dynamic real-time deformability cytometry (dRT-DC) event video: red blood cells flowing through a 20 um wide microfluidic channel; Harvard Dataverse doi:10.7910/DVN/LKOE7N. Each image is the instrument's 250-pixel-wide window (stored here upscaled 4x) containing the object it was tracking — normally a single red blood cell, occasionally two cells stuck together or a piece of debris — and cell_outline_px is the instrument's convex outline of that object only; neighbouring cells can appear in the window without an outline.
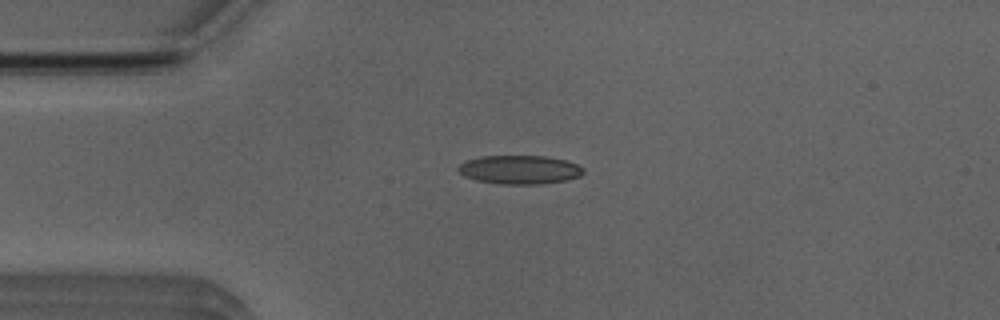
{"species": "Egyptian fruit bat (a non-hibernating species)", "species_latin": "Rousettus aegyptiacus", "temperature_condition": "room temperature", "stored_images_in_passage": 40, "camera_frame_rate_fps": 3000, "um_per_image_px": 0.085, "animal": {"sex": "male"}, "frame": {"image": 1, "passage_image": 1, "time_ms": 0.0, "image_size_px": [1000, 320], "cell_outline_px": [[584, 172], [580, 176], [564, 180], [540, 184], [500, 184], [476, 180], [464, 176], [456, 168], [460, 164], [468, 160], [484, 156], [544, 156], [564, 160], [576, 164], [584, 168]], "centroid_in_image_um": [44.16, 14.42], "position_along_channel_um": 40.8, "area_um2": 20.75}}
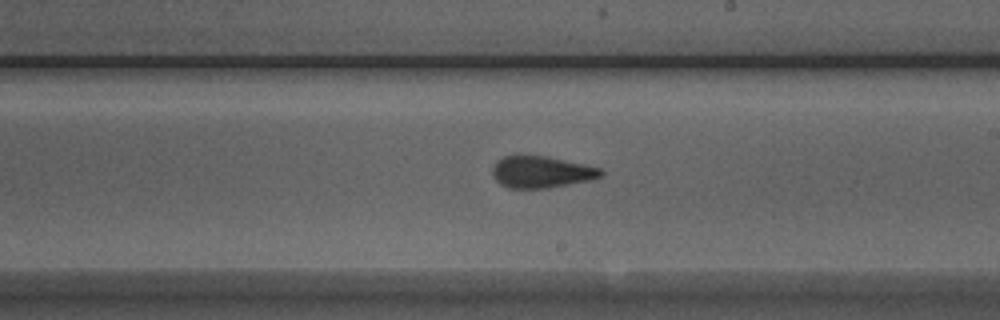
{"frame": {"image": 2, "passage_image": 18, "time_ms": 5.667, "image_size_px": [1000, 320], "cell_outline_px": [[604, 172], [600, 176], [592, 180], [548, 188], [508, 188], [500, 184], [496, 180], [492, 172], [492, 168], [496, 160], [504, 156], [544, 156], [584, 164], [600, 168]], "centroid_in_image_um": [46.0, 14.63], "position_along_channel_um": 243.0, "area_um2": 19.94}}
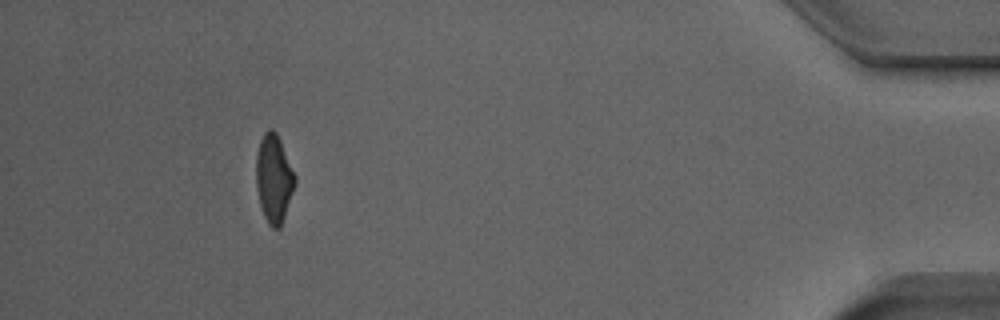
{"frame": {"image": 3, "passage_image": 36, "time_ms": 11.667, "image_size_px": [1000, 320], "cell_outline_px": [[296, 184], [280, 228], [272, 228], [268, 224], [264, 216], [260, 204], [256, 188], [256, 156], [260, 140], [264, 132], [268, 128], [272, 128], [276, 132], [280, 140], [296, 176]], "centroid_in_image_um": [23.28, 15.17], "position_along_channel_um": 411.9, "area_um2": 20.0}, "authors_computed_cell_mechanics": {"area_um2": 20.2589, "velocity_mm_per_s": 3.9472, "shape_relaxation_time_tau1_ms": 7.7355, "shape_relaxation_time_tau2_ms": 1.6183, "deformation_change_tau1": 0.1887, "deformation_change_tau2": 0.0952}}